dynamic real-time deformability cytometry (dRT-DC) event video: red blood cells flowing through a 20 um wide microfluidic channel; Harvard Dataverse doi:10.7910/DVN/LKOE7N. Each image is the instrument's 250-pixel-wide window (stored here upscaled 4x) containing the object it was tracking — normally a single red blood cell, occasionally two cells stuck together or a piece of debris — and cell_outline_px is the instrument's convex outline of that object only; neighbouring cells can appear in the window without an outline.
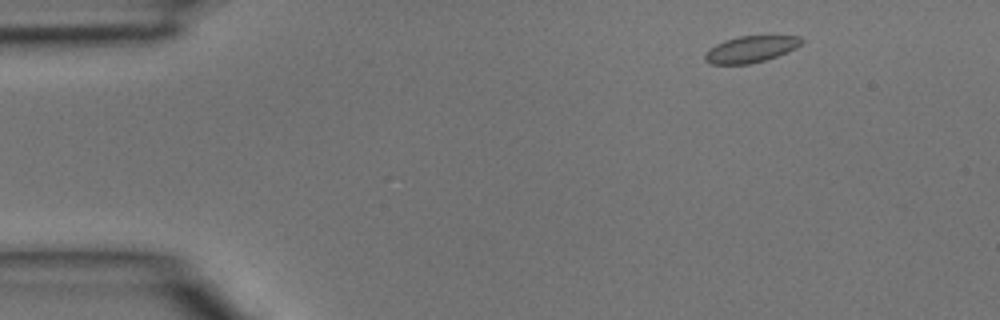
{"species": "common noctule bat (a hibernating species)", "species_latin": "Nyctalus noctula", "temperature_condition": "room temperature", "stored_images_in_passage": 11, "camera_frame_rate_fps": 3000, "um_per_image_px": 0.085, "animal": {"sex": "male", "body_mass_g": 15.6}, "frame": {"image": 1, "passage_image": 3, "time_ms": 0.667, "image_size_px": [1000, 320], "cell_outline_px": [[804, 40], [796, 48], [776, 56], [764, 60], [748, 64], [712, 64], [704, 60], [704, 52], [708, 48], [724, 40], [740, 36], [800, 36]], "centroid_in_image_um": [63.77, 4.18], "position_along_channel_um": 21.2, "area_um2": 14.85}}